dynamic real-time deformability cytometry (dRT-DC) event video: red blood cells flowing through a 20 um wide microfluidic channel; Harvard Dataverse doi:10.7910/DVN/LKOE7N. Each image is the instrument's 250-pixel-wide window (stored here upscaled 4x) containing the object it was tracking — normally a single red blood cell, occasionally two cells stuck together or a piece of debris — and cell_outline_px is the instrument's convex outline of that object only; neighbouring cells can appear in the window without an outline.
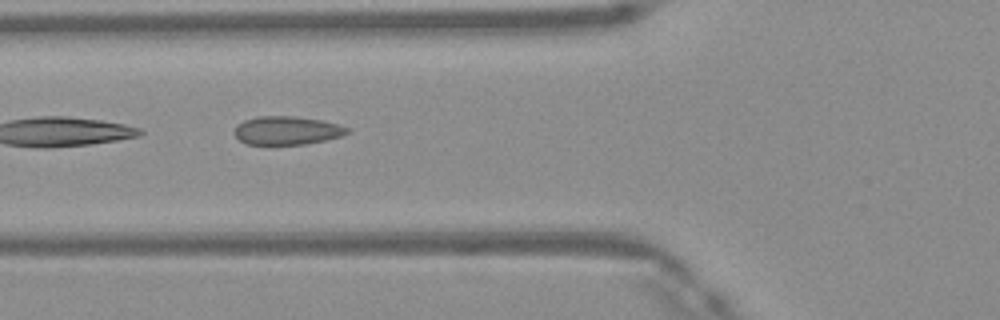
{"species": "Egyptian fruit bat (a non-hibernating species)", "species_latin": "Rousettus aegyptiacus", "temperature_condition": "warm", "stored_images_in_passage": 10, "camera_frame_rate_fps": 3000, "um_per_image_px": 0.085, "frame": {"image": 1, "passage_image": 4, "time_ms": 1.0, "image_size_px": [1000, 320], "cell_outline_px": [[352, 132], [340, 136], [324, 140], [304, 144], [248, 144], [240, 140], [232, 132], [236, 124], [244, 120], [256, 116], [296, 116], [320, 120], [352, 128]], "centroid_in_image_um": [24.38, 11.08], "position_along_channel_um": 101.4, "area_um2": 18.79}}
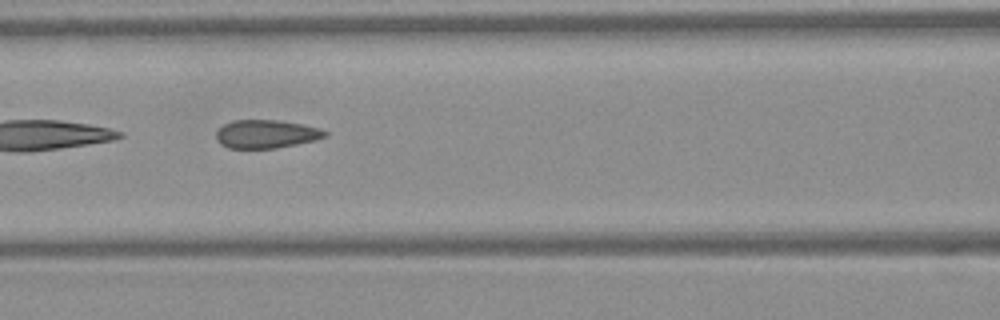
{"frame": {"image": 2, "passage_image": 7, "time_ms": 2.0, "image_size_px": [1000, 320], "cell_outline_px": [[328, 136], [316, 140], [276, 148], [228, 148], [220, 144], [216, 140], [216, 132], [224, 124], [232, 120], [276, 120], [300, 124], [320, 128], [328, 132]], "centroid_in_image_um": [22.62, 11.39], "position_along_channel_um": 144.0, "area_um2": 17.98}}